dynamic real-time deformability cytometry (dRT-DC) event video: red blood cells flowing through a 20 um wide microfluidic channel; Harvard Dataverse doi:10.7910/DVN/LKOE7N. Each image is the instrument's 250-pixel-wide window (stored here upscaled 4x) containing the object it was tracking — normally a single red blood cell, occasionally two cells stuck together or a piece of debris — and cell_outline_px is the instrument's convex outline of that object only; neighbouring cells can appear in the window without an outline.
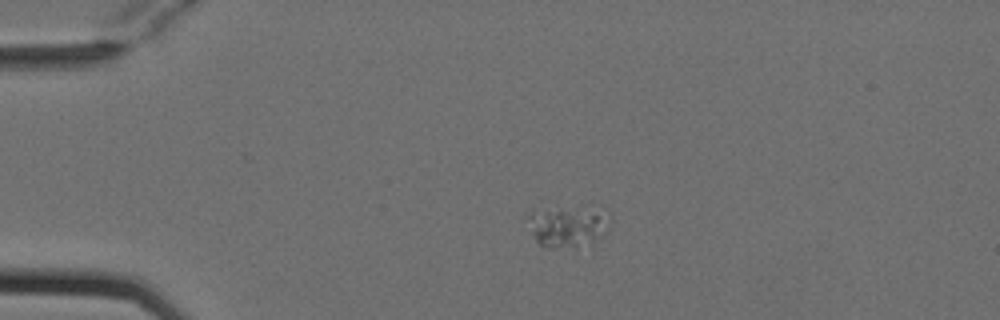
{"species": "Egyptian fruit bat (a non-hibernating species)", "species_latin": "Rousettus aegyptiacus", "temperature_condition": "cold", "stored_images_in_passage": 2, "camera_frame_rate_fps": 3000, "um_per_image_px": 0.085, "animal": {"sex": "female"}, "frame": {"image": 1, "passage_image": 1, "time_ms": 0.0, "image_size_px": [1000, 320], "cell_outline_px": [[612, 220], [604, 236], [592, 244], [576, 248], [544, 248], [536, 240], [524, 216], [532, 208], [584, 204], [604, 204], [612, 216]], "centroid_in_image_um": [48.36, 19.12], "position_along_channel_um": 36.6, "area_um2": 22.37}}